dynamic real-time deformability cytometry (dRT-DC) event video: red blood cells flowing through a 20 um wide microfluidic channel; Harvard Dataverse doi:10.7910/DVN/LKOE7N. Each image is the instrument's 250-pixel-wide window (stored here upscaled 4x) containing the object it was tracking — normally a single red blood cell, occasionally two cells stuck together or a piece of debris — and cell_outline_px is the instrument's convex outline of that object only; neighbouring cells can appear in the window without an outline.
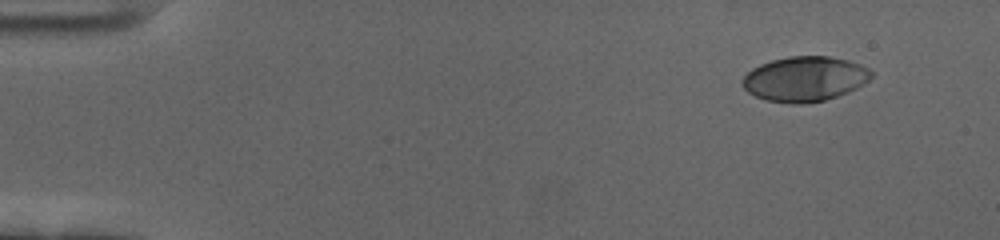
{"species": "human", "species_latin": "Homo sapiens", "temperature_condition": "cold", "stored_images_in_passage": 55, "camera_frame_rate_fps": 3000, "um_per_image_px": 0.085, "donor": {"sex": "female"}, "frame": {"image": 1, "passage_image": 1, "time_ms": 0.0, "image_size_px": [1000, 240], "cell_outline_px": [[872, 76], [864, 84], [848, 92], [824, 100], [800, 104], [792, 104], [764, 100], [748, 92], [744, 88], [740, 80], [752, 68], [760, 64], [772, 60], [788, 56], [828, 56], [848, 60], [860, 64], [868, 68], [872, 72]], "centroid_in_image_um": [68.39, 6.7], "position_along_channel_um": 16.6, "area_um2": 33.81}}
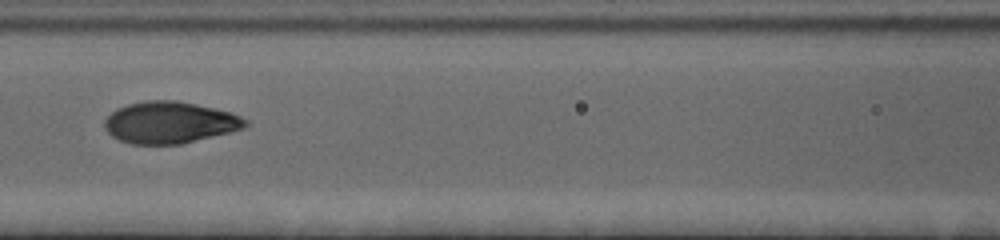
{"frame": {"image": 2, "passage_image": 23, "time_ms": 7.333, "image_size_px": [1000, 240], "cell_outline_px": [[248, 124], [244, 128], [180, 144], [132, 144], [120, 140], [112, 136], [104, 128], [104, 120], [116, 108], [128, 104], [148, 100], [176, 100], [196, 104], [232, 112], [248, 120]], "centroid_in_image_um": [14.41, 10.4], "position_along_channel_um": 152.2, "area_um2": 34.1}}
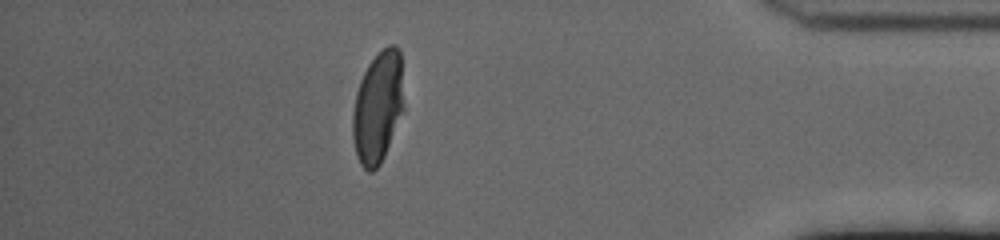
{"frame": {"image": 3, "passage_image": 48, "time_ms": 15.667, "image_size_px": [1000, 240], "cell_outline_px": [[404, 108], [384, 156], [380, 164], [372, 172], [368, 172], [360, 164], [356, 156], [352, 136], [352, 112], [356, 92], [360, 80], [368, 64], [388, 44], [396, 44], [400, 48], [404, 104]], "centroid_in_image_um": [32.11, 9.11], "position_along_channel_um": 403.1, "area_um2": 33.47}, "authors_computed_cell_mechanics": {"area_um2": 34.0442, "velocity_mm_per_s": 3.4494, "shape_relaxation_time_tau1_ms": 3.6049, "shape_relaxation_time_tau2_ms": null, "deformation_change_tau1": 0.1923, "deformation_change_tau2": null}}